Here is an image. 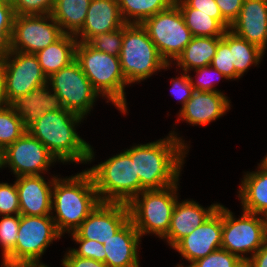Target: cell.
I'll use <instances>...</instances> for the list:
<instances>
[{
  "instance_id": "cell-1",
  "label": "cell",
  "mask_w": 267,
  "mask_h": 267,
  "mask_svg": "<svg viewBox=\"0 0 267 267\" xmlns=\"http://www.w3.org/2000/svg\"><path fill=\"white\" fill-rule=\"evenodd\" d=\"M175 130L156 141L135 143V168L141 192L163 189L180 179L190 145Z\"/></svg>"
},
{
  "instance_id": "cell-2",
  "label": "cell",
  "mask_w": 267,
  "mask_h": 267,
  "mask_svg": "<svg viewBox=\"0 0 267 267\" xmlns=\"http://www.w3.org/2000/svg\"><path fill=\"white\" fill-rule=\"evenodd\" d=\"M83 121V117L66 109L47 112L27 132L38 139L58 163L89 164L95 160V151L76 131Z\"/></svg>"
},
{
  "instance_id": "cell-3",
  "label": "cell",
  "mask_w": 267,
  "mask_h": 267,
  "mask_svg": "<svg viewBox=\"0 0 267 267\" xmlns=\"http://www.w3.org/2000/svg\"><path fill=\"white\" fill-rule=\"evenodd\" d=\"M60 176L52 188L51 216L59 233L65 236L81 225L100 200L87 169L69 177Z\"/></svg>"
},
{
  "instance_id": "cell-4",
  "label": "cell",
  "mask_w": 267,
  "mask_h": 267,
  "mask_svg": "<svg viewBox=\"0 0 267 267\" xmlns=\"http://www.w3.org/2000/svg\"><path fill=\"white\" fill-rule=\"evenodd\" d=\"M76 60L87 76L93 89L114 105L123 115L128 113L125 88L129 86L120 65L119 57L100 52L88 43L76 45Z\"/></svg>"
},
{
  "instance_id": "cell-5",
  "label": "cell",
  "mask_w": 267,
  "mask_h": 267,
  "mask_svg": "<svg viewBox=\"0 0 267 267\" xmlns=\"http://www.w3.org/2000/svg\"><path fill=\"white\" fill-rule=\"evenodd\" d=\"M87 170L93 178L100 202L128 204L141 193L135 168V144Z\"/></svg>"
},
{
  "instance_id": "cell-6",
  "label": "cell",
  "mask_w": 267,
  "mask_h": 267,
  "mask_svg": "<svg viewBox=\"0 0 267 267\" xmlns=\"http://www.w3.org/2000/svg\"><path fill=\"white\" fill-rule=\"evenodd\" d=\"M119 60L122 73L130 86L147 80L161 70L172 68V65H168L162 58L141 24L123 26Z\"/></svg>"
},
{
  "instance_id": "cell-7",
  "label": "cell",
  "mask_w": 267,
  "mask_h": 267,
  "mask_svg": "<svg viewBox=\"0 0 267 267\" xmlns=\"http://www.w3.org/2000/svg\"><path fill=\"white\" fill-rule=\"evenodd\" d=\"M179 182L163 189L143 190L127 204L130 220L141 237L154 234L162 240L167 234L179 198Z\"/></svg>"
},
{
  "instance_id": "cell-8",
  "label": "cell",
  "mask_w": 267,
  "mask_h": 267,
  "mask_svg": "<svg viewBox=\"0 0 267 267\" xmlns=\"http://www.w3.org/2000/svg\"><path fill=\"white\" fill-rule=\"evenodd\" d=\"M62 235L51 215L27 216L20 214V224L14 250L1 262V267L46 265L41 261L49 245Z\"/></svg>"
},
{
  "instance_id": "cell-9",
  "label": "cell",
  "mask_w": 267,
  "mask_h": 267,
  "mask_svg": "<svg viewBox=\"0 0 267 267\" xmlns=\"http://www.w3.org/2000/svg\"><path fill=\"white\" fill-rule=\"evenodd\" d=\"M235 216L222 205L221 248L246 263L267 242V217L244 210Z\"/></svg>"
},
{
  "instance_id": "cell-10",
  "label": "cell",
  "mask_w": 267,
  "mask_h": 267,
  "mask_svg": "<svg viewBox=\"0 0 267 267\" xmlns=\"http://www.w3.org/2000/svg\"><path fill=\"white\" fill-rule=\"evenodd\" d=\"M141 25L168 65L177 59L193 38L175 3L169 9L147 18Z\"/></svg>"
},
{
  "instance_id": "cell-11",
  "label": "cell",
  "mask_w": 267,
  "mask_h": 267,
  "mask_svg": "<svg viewBox=\"0 0 267 267\" xmlns=\"http://www.w3.org/2000/svg\"><path fill=\"white\" fill-rule=\"evenodd\" d=\"M47 84L60 97L64 109L84 119L100 98L76 59L48 77Z\"/></svg>"
},
{
  "instance_id": "cell-12",
  "label": "cell",
  "mask_w": 267,
  "mask_h": 267,
  "mask_svg": "<svg viewBox=\"0 0 267 267\" xmlns=\"http://www.w3.org/2000/svg\"><path fill=\"white\" fill-rule=\"evenodd\" d=\"M49 150L27 131L1 152V168L10 169L15 177L48 174L57 164Z\"/></svg>"
},
{
  "instance_id": "cell-13",
  "label": "cell",
  "mask_w": 267,
  "mask_h": 267,
  "mask_svg": "<svg viewBox=\"0 0 267 267\" xmlns=\"http://www.w3.org/2000/svg\"><path fill=\"white\" fill-rule=\"evenodd\" d=\"M63 35L61 27L51 14L15 15L10 50L36 54Z\"/></svg>"
},
{
  "instance_id": "cell-14",
  "label": "cell",
  "mask_w": 267,
  "mask_h": 267,
  "mask_svg": "<svg viewBox=\"0 0 267 267\" xmlns=\"http://www.w3.org/2000/svg\"><path fill=\"white\" fill-rule=\"evenodd\" d=\"M1 60L5 78L6 99L10 104L14 99L46 85L44 74L35 54L10 50Z\"/></svg>"
},
{
  "instance_id": "cell-15",
  "label": "cell",
  "mask_w": 267,
  "mask_h": 267,
  "mask_svg": "<svg viewBox=\"0 0 267 267\" xmlns=\"http://www.w3.org/2000/svg\"><path fill=\"white\" fill-rule=\"evenodd\" d=\"M130 220L126 203L100 202L81 225L69 235L71 239H89L104 243Z\"/></svg>"
},
{
  "instance_id": "cell-16",
  "label": "cell",
  "mask_w": 267,
  "mask_h": 267,
  "mask_svg": "<svg viewBox=\"0 0 267 267\" xmlns=\"http://www.w3.org/2000/svg\"><path fill=\"white\" fill-rule=\"evenodd\" d=\"M222 236V204L206 219V221L194 229L192 233L180 239L172 248L190 264L197 259L221 248Z\"/></svg>"
},
{
  "instance_id": "cell-17",
  "label": "cell",
  "mask_w": 267,
  "mask_h": 267,
  "mask_svg": "<svg viewBox=\"0 0 267 267\" xmlns=\"http://www.w3.org/2000/svg\"><path fill=\"white\" fill-rule=\"evenodd\" d=\"M230 101L223 91H194L192 97L176 114V121H185L192 126H206L227 114L231 109Z\"/></svg>"
},
{
  "instance_id": "cell-18",
  "label": "cell",
  "mask_w": 267,
  "mask_h": 267,
  "mask_svg": "<svg viewBox=\"0 0 267 267\" xmlns=\"http://www.w3.org/2000/svg\"><path fill=\"white\" fill-rule=\"evenodd\" d=\"M57 176L53 174L49 179L44 175L15 177L21 215H51L52 188Z\"/></svg>"
},
{
  "instance_id": "cell-19",
  "label": "cell",
  "mask_w": 267,
  "mask_h": 267,
  "mask_svg": "<svg viewBox=\"0 0 267 267\" xmlns=\"http://www.w3.org/2000/svg\"><path fill=\"white\" fill-rule=\"evenodd\" d=\"M179 199L181 198H178L172 212L169 230L162 238L170 248L202 225L221 204L216 202L205 208L193 199Z\"/></svg>"
},
{
  "instance_id": "cell-20",
  "label": "cell",
  "mask_w": 267,
  "mask_h": 267,
  "mask_svg": "<svg viewBox=\"0 0 267 267\" xmlns=\"http://www.w3.org/2000/svg\"><path fill=\"white\" fill-rule=\"evenodd\" d=\"M230 31L236 36L267 50V0H244Z\"/></svg>"
},
{
  "instance_id": "cell-21",
  "label": "cell",
  "mask_w": 267,
  "mask_h": 267,
  "mask_svg": "<svg viewBox=\"0 0 267 267\" xmlns=\"http://www.w3.org/2000/svg\"><path fill=\"white\" fill-rule=\"evenodd\" d=\"M125 24L117 0H91L84 25L75 37L88 43L100 33L115 31Z\"/></svg>"
},
{
  "instance_id": "cell-22",
  "label": "cell",
  "mask_w": 267,
  "mask_h": 267,
  "mask_svg": "<svg viewBox=\"0 0 267 267\" xmlns=\"http://www.w3.org/2000/svg\"><path fill=\"white\" fill-rule=\"evenodd\" d=\"M141 236L129 220L113 237L103 243L109 267H141L139 249Z\"/></svg>"
},
{
  "instance_id": "cell-23",
  "label": "cell",
  "mask_w": 267,
  "mask_h": 267,
  "mask_svg": "<svg viewBox=\"0 0 267 267\" xmlns=\"http://www.w3.org/2000/svg\"><path fill=\"white\" fill-rule=\"evenodd\" d=\"M9 105L22 120L26 130L47 112H58L64 109L60 97L48 84L17 97Z\"/></svg>"
},
{
  "instance_id": "cell-24",
  "label": "cell",
  "mask_w": 267,
  "mask_h": 267,
  "mask_svg": "<svg viewBox=\"0 0 267 267\" xmlns=\"http://www.w3.org/2000/svg\"><path fill=\"white\" fill-rule=\"evenodd\" d=\"M260 161L255 171L244 172L237 197L242 210L267 217V164Z\"/></svg>"
},
{
  "instance_id": "cell-25",
  "label": "cell",
  "mask_w": 267,
  "mask_h": 267,
  "mask_svg": "<svg viewBox=\"0 0 267 267\" xmlns=\"http://www.w3.org/2000/svg\"><path fill=\"white\" fill-rule=\"evenodd\" d=\"M221 39L222 37L193 36L171 65H176V72L179 69L188 74L196 68L210 66Z\"/></svg>"
},
{
  "instance_id": "cell-26",
  "label": "cell",
  "mask_w": 267,
  "mask_h": 267,
  "mask_svg": "<svg viewBox=\"0 0 267 267\" xmlns=\"http://www.w3.org/2000/svg\"><path fill=\"white\" fill-rule=\"evenodd\" d=\"M77 43L74 35L64 34L59 40L35 54L47 78L76 59Z\"/></svg>"
},
{
  "instance_id": "cell-27",
  "label": "cell",
  "mask_w": 267,
  "mask_h": 267,
  "mask_svg": "<svg viewBox=\"0 0 267 267\" xmlns=\"http://www.w3.org/2000/svg\"><path fill=\"white\" fill-rule=\"evenodd\" d=\"M222 39L230 47L231 67H235V72L242 78L252 66H258L265 52L247 40L236 36L232 31L227 30Z\"/></svg>"
},
{
  "instance_id": "cell-28",
  "label": "cell",
  "mask_w": 267,
  "mask_h": 267,
  "mask_svg": "<svg viewBox=\"0 0 267 267\" xmlns=\"http://www.w3.org/2000/svg\"><path fill=\"white\" fill-rule=\"evenodd\" d=\"M91 0H55L53 19L64 34L76 35L83 27Z\"/></svg>"
},
{
  "instance_id": "cell-29",
  "label": "cell",
  "mask_w": 267,
  "mask_h": 267,
  "mask_svg": "<svg viewBox=\"0 0 267 267\" xmlns=\"http://www.w3.org/2000/svg\"><path fill=\"white\" fill-rule=\"evenodd\" d=\"M193 36L222 37L231 25L222 14H205L198 9L179 8Z\"/></svg>"
},
{
  "instance_id": "cell-30",
  "label": "cell",
  "mask_w": 267,
  "mask_h": 267,
  "mask_svg": "<svg viewBox=\"0 0 267 267\" xmlns=\"http://www.w3.org/2000/svg\"><path fill=\"white\" fill-rule=\"evenodd\" d=\"M126 24H142L147 18L169 9L175 0H117Z\"/></svg>"
},
{
  "instance_id": "cell-31",
  "label": "cell",
  "mask_w": 267,
  "mask_h": 267,
  "mask_svg": "<svg viewBox=\"0 0 267 267\" xmlns=\"http://www.w3.org/2000/svg\"><path fill=\"white\" fill-rule=\"evenodd\" d=\"M27 130L10 105L0 109V152L19 139Z\"/></svg>"
},
{
  "instance_id": "cell-32",
  "label": "cell",
  "mask_w": 267,
  "mask_h": 267,
  "mask_svg": "<svg viewBox=\"0 0 267 267\" xmlns=\"http://www.w3.org/2000/svg\"><path fill=\"white\" fill-rule=\"evenodd\" d=\"M0 247L2 248V261L14 250L19 224L20 214L0 216Z\"/></svg>"
},
{
  "instance_id": "cell-33",
  "label": "cell",
  "mask_w": 267,
  "mask_h": 267,
  "mask_svg": "<svg viewBox=\"0 0 267 267\" xmlns=\"http://www.w3.org/2000/svg\"><path fill=\"white\" fill-rule=\"evenodd\" d=\"M175 267H245V262L238 256L220 248L188 266L177 264Z\"/></svg>"
},
{
  "instance_id": "cell-34",
  "label": "cell",
  "mask_w": 267,
  "mask_h": 267,
  "mask_svg": "<svg viewBox=\"0 0 267 267\" xmlns=\"http://www.w3.org/2000/svg\"><path fill=\"white\" fill-rule=\"evenodd\" d=\"M14 18L11 0H0V59L10 51Z\"/></svg>"
},
{
  "instance_id": "cell-35",
  "label": "cell",
  "mask_w": 267,
  "mask_h": 267,
  "mask_svg": "<svg viewBox=\"0 0 267 267\" xmlns=\"http://www.w3.org/2000/svg\"><path fill=\"white\" fill-rule=\"evenodd\" d=\"M191 71H194L196 73L194 76L195 79L194 77H192V75L188 74L195 91L221 92V90L215 88L216 81L219 82V80H221L222 78L223 80H228L224 74L213 68L211 65L196 68Z\"/></svg>"
},
{
  "instance_id": "cell-36",
  "label": "cell",
  "mask_w": 267,
  "mask_h": 267,
  "mask_svg": "<svg viewBox=\"0 0 267 267\" xmlns=\"http://www.w3.org/2000/svg\"><path fill=\"white\" fill-rule=\"evenodd\" d=\"M123 40V26L115 31L100 33L88 44L95 50L105 52L116 57L120 56Z\"/></svg>"
},
{
  "instance_id": "cell-37",
  "label": "cell",
  "mask_w": 267,
  "mask_h": 267,
  "mask_svg": "<svg viewBox=\"0 0 267 267\" xmlns=\"http://www.w3.org/2000/svg\"><path fill=\"white\" fill-rule=\"evenodd\" d=\"M20 214L19 194L13 184L0 181V216Z\"/></svg>"
},
{
  "instance_id": "cell-38",
  "label": "cell",
  "mask_w": 267,
  "mask_h": 267,
  "mask_svg": "<svg viewBox=\"0 0 267 267\" xmlns=\"http://www.w3.org/2000/svg\"><path fill=\"white\" fill-rule=\"evenodd\" d=\"M211 66L224 74L228 81L239 80L241 78L235 72V67H231L230 47L223 39L218 42L216 54L213 57Z\"/></svg>"
},
{
  "instance_id": "cell-39",
  "label": "cell",
  "mask_w": 267,
  "mask_h": 267,
  "mask_svg": "<svg viewBox=\"0 0 267 267\" xmlns=\"http://www.w3.org/2000/svg\"><path fill=\"white\" fill-rule=\"evenodd\" d=\"M55 0H11L15 15L51 14Z\"/></svg>"
},
{
  "instance_id": "cell-40",
  "label": "cell",
  "mask_w": 267,
  "mask_h": 267,
  "mask_svg": "<svg viewBox=\"0 0 267 267\" xmlns=\"http://www.w3.org/2000/svg\"><path fill=\"white\" fill-rule=\"evenodd\" d=\"M72 241L77 243L76 245L79 244L78 248H70L76 256L105 263L106 252L102 243L89 239H72Z\"/></svg>"
},
{
  "instance_id": "cell-41",
  "label": "cell",
  "mask_w": 267,
  "mask_h": 267,
  "mask_svg": "<svg viewBox=\"0 0 267 267\" xmlns=\"http://www.w3.org/2000/svg\"><path fill=\"white\" fill-rule=\"evenodd\" d=\"M180 75L175 78H171L170 93L176 98L178 103H181L180 110L186 104V102L192 97L194 87L191 84L188 73L180 72Z\"/></svg>"
},
{
  "instance_id": "cell-42",
  "label": "cell",
  "mask_w": 267,
  "mask_h": 267,
  "mask_svg": "<svg viewBox=\"0 0 267 267\" xmlns=\"http://www.w3.org/2000/svg\"><path fill=\"white\" fill-rule=\"evenodd\" d=\"M61 263L62 267H109L104 262L76 256L70 249L66 250Z\"/></svg>"
},
{
  "instance_id": "cell-43",
  "label": "cell",
  "mask_w": 267,
  "mask_h": 267,
  "mask_svg": "<svg viewBox=\"0 0 267 267\" xmlns=\"http://www.w3.org/2000/svg\"><path fill=\"white\" fill-rule=\"evenodd\" d=\"M244 0H215L222 17L231 25L239 16Z\"/></svg>"
},
{
  "instance_id": "cell-44",
  "label": "cell",
  "mask_w": 267,
  "mask_h": 267,
  "mask_svg": "<svg viewBox=\"0 0 267 267\" xmlns=\"http://www.w3.org/2000/svg\"><path fill=\"white\" fill-rule=\"evenodd\" d=\"M179 8L198 9L205 14H221L215 0H175Z\"/></svg>"
},
{
  "instance_id": "cell-45",
  "label": "cell",
  "mask_w": 267,
  "mask_h": 267,
  "mask_svg": "<svg viewBox=\"0 0 267 267\" xmlns=\"http://www.w3.org/2000/svg\"><path fill=\"white\" fill-rule=\"evenodd\" d=\"M245 267H267V242L247 260Z\"/></svg>"
},
{
  "instance_id": "cell-46",
  "label": "cell",
  "mask_w": 267,
  "mask_h": 267,
  "mask_svg": "<svg viewBox=\"0 0 267 267\" xmlns=\"http://www.w3.org/2000/svg\"><path fill=\"white\" fill-rule=\"evenodd\" d=\"M9 105L6 99V92H5V78L3 72V66L0 60V109Z\"/></svg>"
},
{
  "instance_id": "cell-47",
  "label": "cell",
  "mask_w": 267,
  "mask_h": 267,
  "mask_svg": "<svg viewBox=\"0 0 267 267\" xmlns=\"http://www.w3.org/2000/svg\"><path fill=\"white\" fill-rule=\"evenodd\" d=\"M28 267H50L49 265H41V266H28Z\"/></svg>"
},
{
  "instance_id": "cell-48",
  "label": "cell",
  "mask_w": 267,
  "mask_h": 267,
  "mask_svg": "<svg viewBox=\"0 0 267 267\" xmlns=\"http://www.w3.org/2000/svg\"><path fill=\"white\" fill-rule=\"evenodd\" d=\"M262 160L267 164V153H266V156Z\"/></svg>"
},
{
  "instance_id": "cell-49",
  "label": "cell",
  "mask_w": 267,
  "mask_h": 267,
  "mask_svg": "<svg viewBox=\"0 0 267 267\" xmlns=\"http://www.w3.org/2000/svg\"><path fill=\"white\" fill-rule=\"evenodd\" d=\"M0 168H1V152H0ZM1 170V169H0Z\"/></svg>"
}]
</instances>
